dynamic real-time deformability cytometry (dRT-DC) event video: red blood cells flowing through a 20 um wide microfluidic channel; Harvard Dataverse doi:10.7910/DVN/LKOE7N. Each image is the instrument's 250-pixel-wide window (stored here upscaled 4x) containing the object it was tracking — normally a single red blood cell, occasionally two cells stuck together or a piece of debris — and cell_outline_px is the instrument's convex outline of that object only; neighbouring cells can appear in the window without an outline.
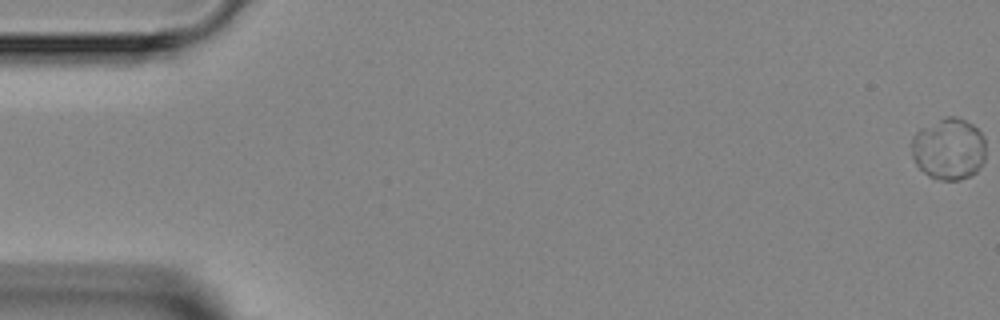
{"species": "Egyptian fruit bat (a non-hibernating species)", "species_latin": "Rousettus aegyptiacus", "temperature_condition": "room temperature", "stored_images_in_passage": 5, "camera_frame_rate_fps": 3000, "um_per_image_px": 0.085, "animal": {"sex": "female"}, "frame": {"image": 1, "passage_image": 1, "time_ms": 0.0, "image_size_px": [1000, 320], "cell_outline_px": [[984, 160], [976, 172], [960, 180], [940, 180], [928, 176], [916, 164], [912, 156], [912, 136], [920, 128], [944, 116], [956, 116], [972, 124], [984, 136]], "centroid_in_image_um": [80.62, 12.64], "position_along_channel_um": 4.4, "area_um2": 26.76}}
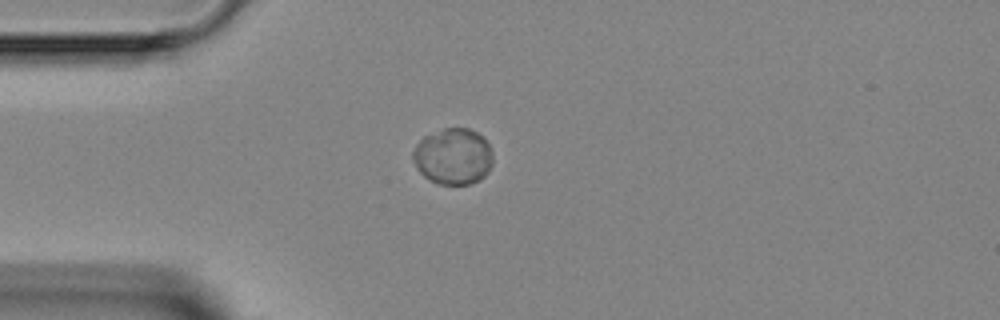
{"frame": {"image": 2, "passage_image": 5, "time_ms": 4.333, "image_size_px": [1000, 320], "cell_outline_px": [[492, 164], [488, 172], [480, 180], [468, 184], [436, 184], [424, 176], [416, 168], [412, 156], [412, 152], [416, 144], [424, 136], [444, 128], [468, 128], [484, 136], [492, 152]], "centroid_in_image_um": [38.51, 13.29], "position_along_channel_um": 46.5, "area_um2": 26.36}}